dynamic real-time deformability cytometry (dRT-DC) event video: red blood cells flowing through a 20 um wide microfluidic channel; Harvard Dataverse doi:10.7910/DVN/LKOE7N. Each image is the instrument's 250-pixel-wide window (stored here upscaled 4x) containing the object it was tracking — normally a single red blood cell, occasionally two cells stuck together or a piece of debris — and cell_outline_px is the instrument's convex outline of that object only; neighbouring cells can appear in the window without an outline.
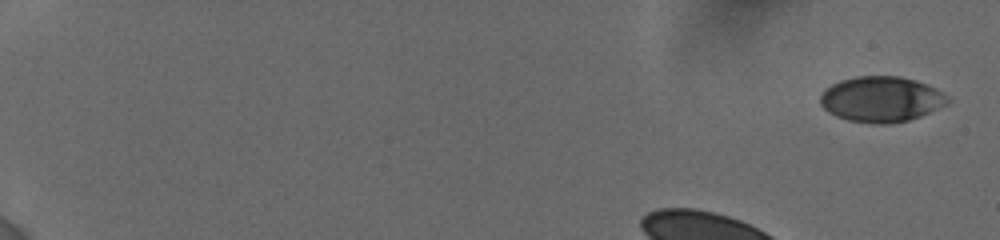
{"species": "human", "species_latin": "Homo sapiens", "temperature_condition": "cold", "stored_images_in_passage": 7, "segment_of_instrument_passage": [1, 2], "camera_frame_rate_fps": 3000, "um_per_image_px": 0.085, "donor": {"sex": "female"}, "frame": {"image": 1, "passage_image": 1, "time_ms": 0.0, "image_size_px": [1000, 240], "cell_outline_px": [[948, 100], [944, 104], [920, 116], [908, 120], [892, 124], [872, 124], [848, 120], [836, 116], [828, 112], [820, 104], [820, 96], [824, 88], [840, 80], [856, 76], [900, 76], [916, 80], [928, 84], [948, 96]], "centroid_in_image_um": [74.85, 8.43], "position_along_channel_um": 10.1, "area_um2": 33.81}}
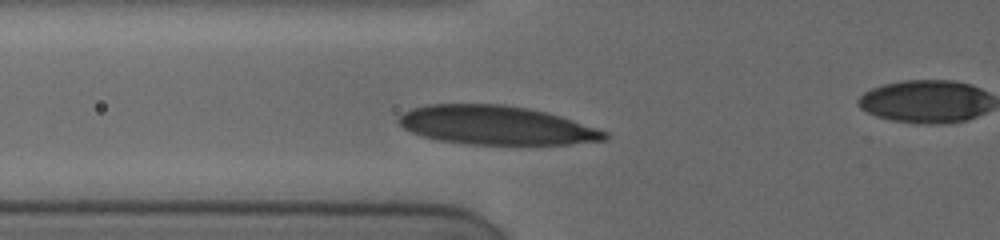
{"frame": {"image": 2, "passage_image": 6, "time_ms": 5.333, "image_size_px": [1000, 240], "cell_outline_px": [[608, 136], [604, 140], [572, 144], [468, 144], [436, 140], [412, 132], [404, 128], [396, 120], [404, 112], [412, 108], [424, 104], [504, 104], [528, 108], [560, 116], [608, 132]], "centroid_in_image_um": [42.14, 10.64], "position_along_channel_um": 83.7, "area_um2": 46.47}}